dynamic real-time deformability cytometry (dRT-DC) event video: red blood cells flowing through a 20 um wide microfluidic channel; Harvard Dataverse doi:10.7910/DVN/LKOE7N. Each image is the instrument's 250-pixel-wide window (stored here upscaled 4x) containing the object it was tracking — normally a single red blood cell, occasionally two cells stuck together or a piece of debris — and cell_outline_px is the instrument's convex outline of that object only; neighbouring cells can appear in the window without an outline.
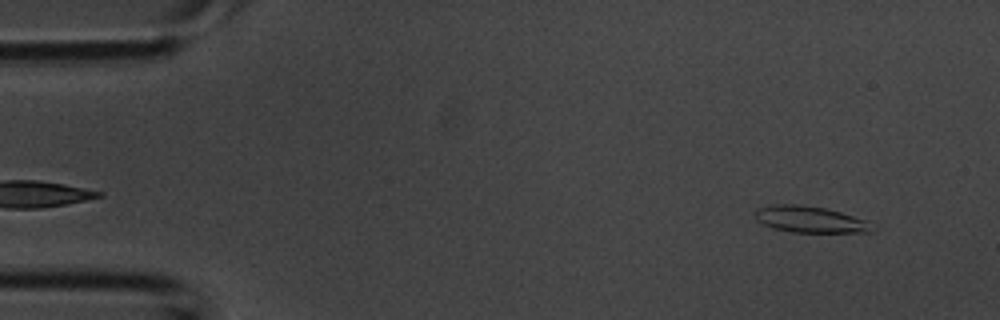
{"species": "common noctule bat (a hibernating species)", "species_latin": "Nyctalus noctula", "temperature_condition": "room temperature", "stored_images_in_passage": 3, "camera_frame_rate_fps": 3000, "um_per_image_px": 0.085, "animal": {"sex": "male", "body_mass_g": 20.1, "forearm_length_mm": 53.5}, "frame": {"image": 1, "passage_image": 3, "time_ms": 0.667, "image_size_px": [1000, 320], "cell_outline_px": [[872, 232], [792, 232], [772, 228], [756, 220], [756, 208], [772, 204], [796, 204], [824, 208], [840, 212], [868, 220]], "centroid_in_image_um": [68.81, 18.64], "position_along_channel_um": 16.2, "area_um2": 17.86}}